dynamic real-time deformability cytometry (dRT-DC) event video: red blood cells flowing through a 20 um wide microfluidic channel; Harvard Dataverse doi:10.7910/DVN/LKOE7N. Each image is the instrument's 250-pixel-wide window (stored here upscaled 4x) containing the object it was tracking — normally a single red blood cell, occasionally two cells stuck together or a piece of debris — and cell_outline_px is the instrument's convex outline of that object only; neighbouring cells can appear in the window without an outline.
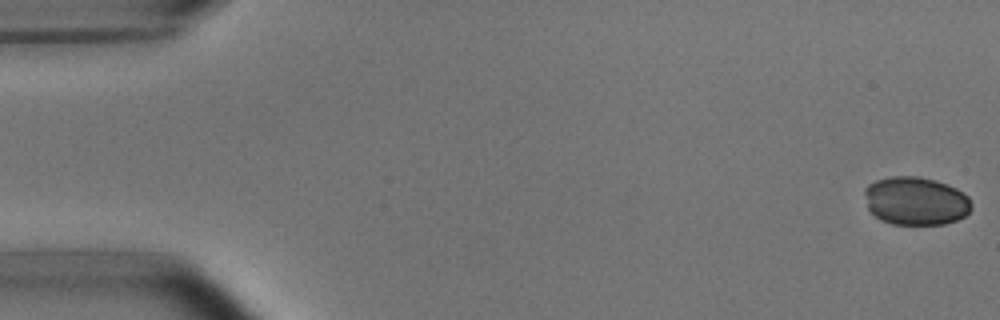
{"species": "common noctule bat (a hibernating species)", "species_latin": "Nyctalus noctula", "temperature_condition": "room temperature", "stored_images_in_passage": 12, "camera_frame_rate_fps": 3000, "um_per_image_px": 0.085, "animal": {"sex": "male", "body_mass_g": 15.6}, "frame": {"image": 1, "passage_image": 1, "time_ms": 0.0, "image_size_px": [1000, 320], "cell_outline_px": [[972, 208], [964, 216], [956, 220], [944, 224], [892, 224], [880, 220], [868, 208], [864, 192], [864, 188], [868, 184], [876, 180], [892, 176], [920, 176], [936, 180], [948, 184], [964, 192], [968, 196], [972, 204]], "centroid_in_image_um": [77.85, 17.07], "position_along_channel_um": 7.2, "area_um2": 30.29}}